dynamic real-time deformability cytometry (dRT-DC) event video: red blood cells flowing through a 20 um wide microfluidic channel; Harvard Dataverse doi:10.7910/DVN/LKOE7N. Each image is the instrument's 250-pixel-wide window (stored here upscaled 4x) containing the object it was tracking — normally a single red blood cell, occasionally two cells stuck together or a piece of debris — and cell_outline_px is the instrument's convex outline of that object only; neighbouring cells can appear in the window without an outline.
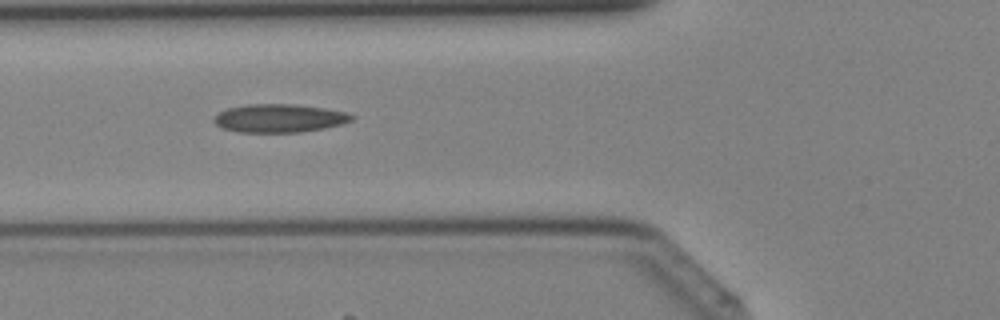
{"species": "Egyptian fruit bat (a non-hibernating species)", "species_latin": "Rousettus aegyptiacus", "temperature_condition": "cold", "stored_images_in_passage": 26, "camera_frame_rate_fps": 3000, "um_per_image_px": 0.085, "animal": {"sex": "female"}, "frame": {"image": 1, "passage_image": 4, "time_ms": 1.0, "image_size_px": [1000, 320], "cell_outline_px": [[356, 116], [352, 120], [340, 124], [324, 128], [300, 132], [236, 132], [220, 128], [212, 120], [220, 112], [228, 108], [248, 104], [296, 104], [324, 108], [344, 112]], "centroid_in_image_um": [23.71, 10.05], "position_along_channel_um": 102.1, "area_um2": 22.66}}
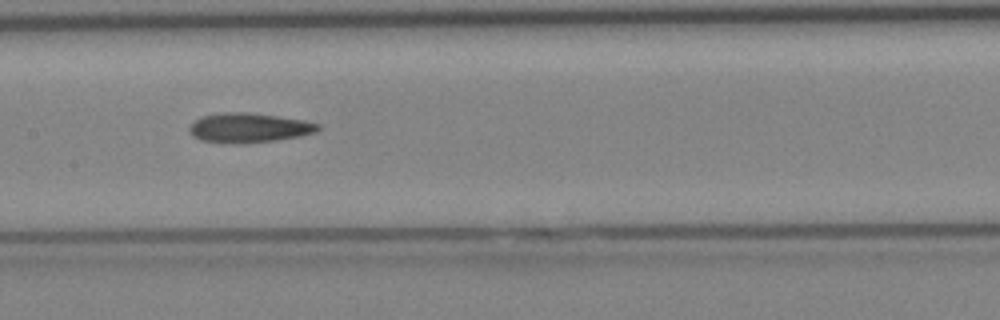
{"frame": {"image": 2, "passage_image": 9, "time_ms": 2.667, "image_size_px": [1000, 320], "cell_outline_px": [[320, 128], [316, 132], [300, 136], [276, 140], [236, 144], [200, 140], [192, 136], [188, 132], [188, 128], [196, 120], [204, 116], [224, 112], [248, 112], [304, 120], [320, 124]], "centroid_in_image_um": [21.15, 10.87], "position_along_channel_um": 186.2, "area_um2": 22.08}}
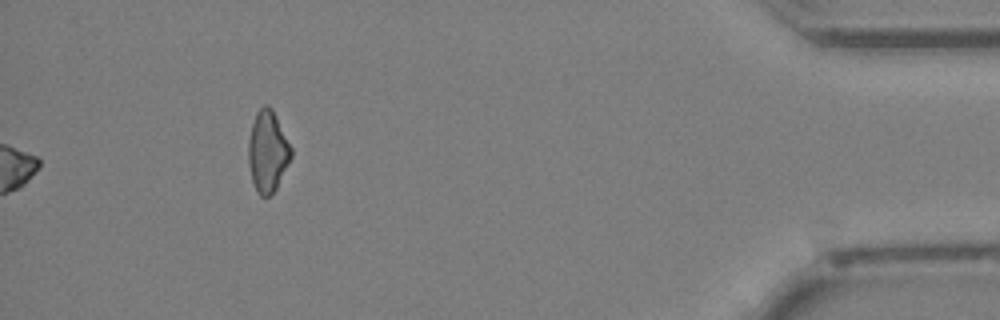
{"frame": {"image": 3, "passage_image": 26, "time_ms": 8.333, "image_size_px": [1000, 320], "cell_outline_px": [[292, 156], [276, 188], [268, 196], [260, 196], [256, 192], [252, 180], [248, 164], [248, 140], [252, 124], [256, 112], [264, 104], [268, 104], [272, 108], [292, 148]], "centroid_in_image_um": [22.74, 12.86], "position_along_channel_um": 412.5, "area_um2": 20.23}}